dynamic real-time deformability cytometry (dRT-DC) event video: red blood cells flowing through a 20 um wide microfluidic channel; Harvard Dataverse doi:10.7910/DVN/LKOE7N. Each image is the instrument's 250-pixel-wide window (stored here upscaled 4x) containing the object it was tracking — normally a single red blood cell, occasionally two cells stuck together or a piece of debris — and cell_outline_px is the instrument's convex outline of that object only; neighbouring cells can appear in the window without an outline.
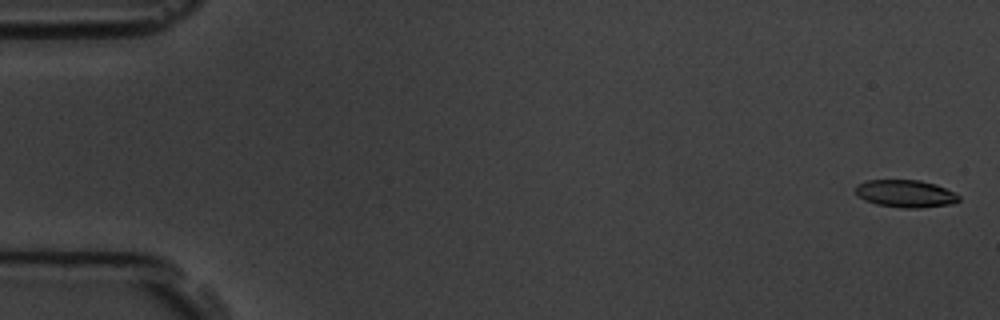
{"species": "common noctule bat (a hibernating species)", "species_latin": "Nyctalus noctula", "temperature_condition": "room temperature", "stored_images_in_passage": 6, "camera_frame_rate_fps": 3000, "um_per_image_px": 0.085, "animal": {"sex": "male", "body_mass_g": 19.5, "forearm_length_mm": 54.6}, "frame": {"image": 1, "passage_image": 1, "time_ms": 0.0, "image_size_px": [1000, 320], "cell_outline_px": [[960, 200], [952, 204], [920, 208], [900, 208], [876, 204], [864, 200], [856, 192], [856, 184], [868, 180], [920, 180], [936, 184], [956, 192], [960, 196]], "centroid_in_image_um": [77.01, 16.46], "position_along_channel_um": 8.0, "area_um2": 16.7}}
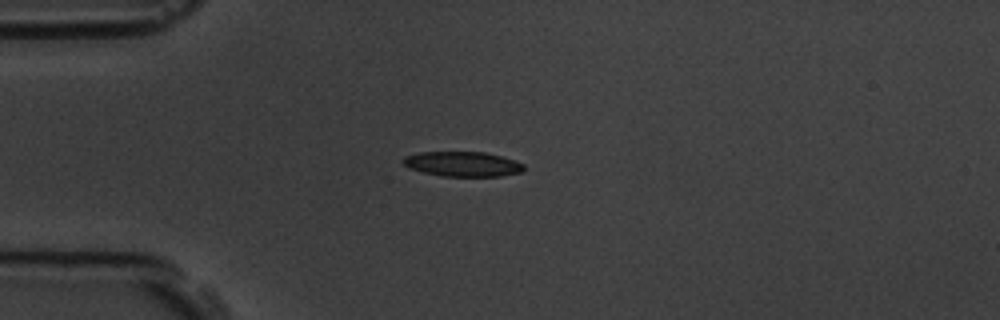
{"frame": {"image": 2, "passage_image": 4, "time_ms": 4.333, "image_size_px": [1000, 320], "cell_outline_px": [[524, 172], [500, 176], [440, 176], [408, 168], [400, 160], [404, 156], [420, 152], [484, 152], [500, 156], [524, 164]], "centroid_in_image_um": [39.29, 13.94], "position_along_channel_um": 45.7, "area_um2": 17.51}}
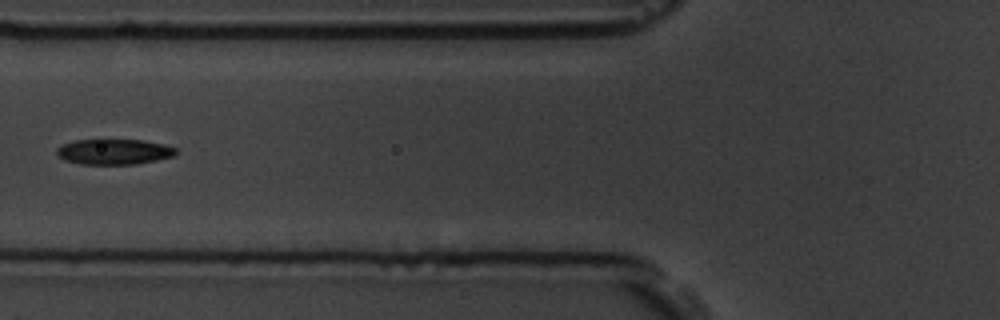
{"frame": {"image": 3, "passage_image": 6, "time_ms": 6.667, "image_size_px": [1000, 320], "cell_outline_px": [[176, 156], [136, 164], [80, 164], [64, 160], [56, 152], [56, 148], [72, 140], [100, 136], [104, 136], [144, 140], [164, 144], [176, 148]], "centroid_in_image_um": [9.66, 12.83], "position_along_channel_um": 116.1, "area_um2": 18.79}}